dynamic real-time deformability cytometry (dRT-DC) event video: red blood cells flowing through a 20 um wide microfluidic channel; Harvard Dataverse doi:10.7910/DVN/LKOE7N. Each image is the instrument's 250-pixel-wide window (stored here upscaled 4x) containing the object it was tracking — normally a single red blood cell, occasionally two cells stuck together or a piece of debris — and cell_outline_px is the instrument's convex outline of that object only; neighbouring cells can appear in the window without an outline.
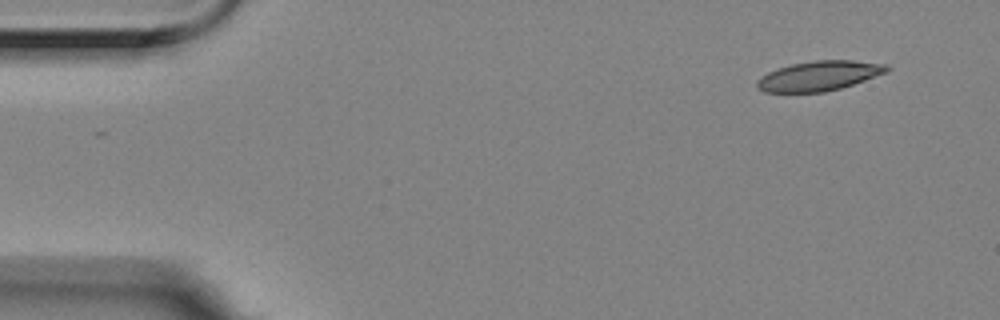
{"species": "Egyptian fruit bat (a non-hibernating species)", "species_latin": "Rousettus aegyptiacus", "temperature_condition": "room temperature", "stored_images_in_passage": 14, "camera_frame_rate_fps": 3000, "um_per_image_px": 0.085, "animal": {"sex": "female"}, "frame": {"image": 1, "passage_image": 1, "time_ms": 0.0, "image_size_px": [1000, 320], "cell_outline_px": [[892, 68], [888, 72], [840, 88], [824, 92], [764, 92], [756, 88], [756, 80], [760, 76], [776, 68], [792, 64], [816, 60], [852, 60], [888, 64]], "centroid_in_image_um": [69.61, 6.44], "position_along_channel_um": 15.4, "area_um2": 22.66}}
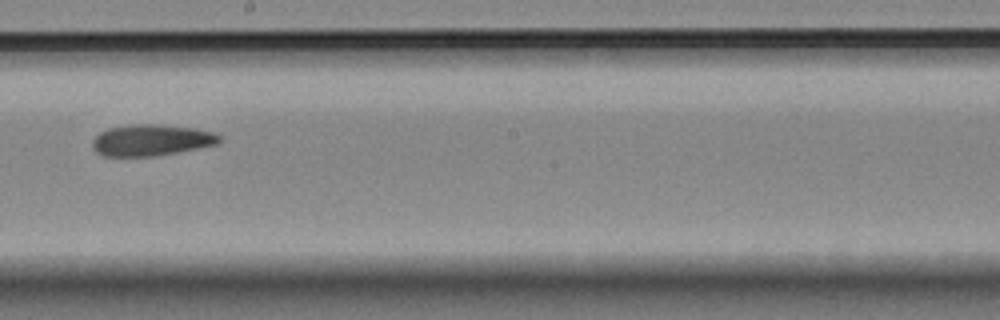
{"frame": {"image": 2, "passage_image": 8, "time_ms": 2.333, "image_size_px": [1000, 320], "cell_outline_px": [[224, 140], [216, 144], [176, 152], [152, 156], [100, 156], [92, 148], [92, 140], [100, 132], [108, 128], [132, 124], [156, 124], [192, 128], [212, 132], [220, 136]], "centroid_in_image_um": [12.81, 11.91], "position_along_channel_um": 235.4, "area_um2": 23.06}}
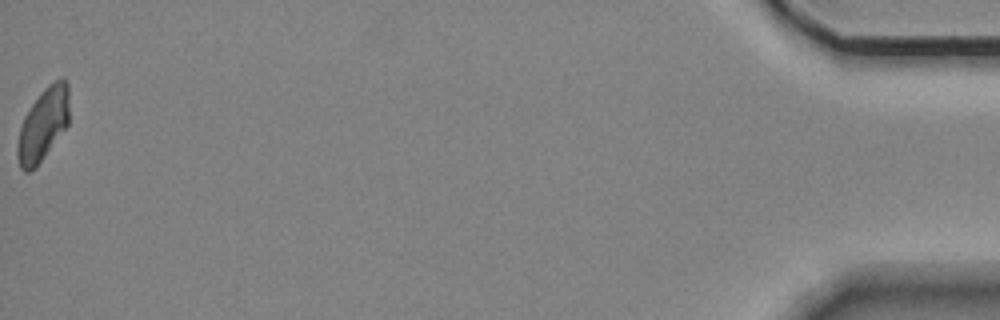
{"frame": {"image": 3, "passage_image": 14, "time_ms": 4.333, "image_size_px": [1000, 320], "cell_outline_px": [[68, 124], [36, 168], [28, 172], [24, 172], [20, 168], [16, 156], [16, 144], [20, 128], [24, 116], [40, 92], [48, 84], [64, 76], [68, 84]], "centroid_in_image_um": [3.64, 10.6], "position_along_channel_um": 431.6, "area_um2": 22.02}}